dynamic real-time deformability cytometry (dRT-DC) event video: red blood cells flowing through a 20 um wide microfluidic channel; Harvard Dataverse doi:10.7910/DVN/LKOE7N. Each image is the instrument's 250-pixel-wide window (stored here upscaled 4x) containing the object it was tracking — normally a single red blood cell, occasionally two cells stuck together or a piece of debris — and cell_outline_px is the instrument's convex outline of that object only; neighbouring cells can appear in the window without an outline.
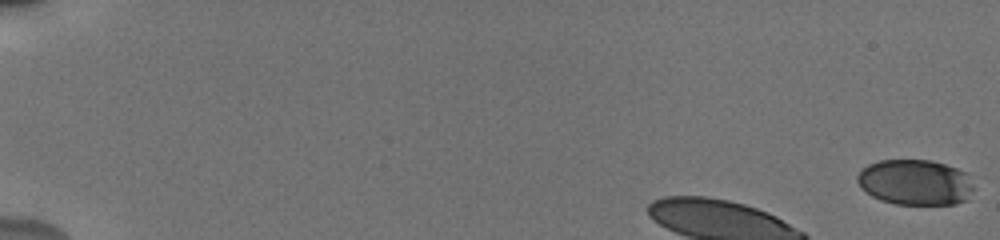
{"species": "human", "species_latin": "Homo sapiens", "temperature_condition": "cold", "stored_images_in_passage": 12, "camera_frame_rate_fps": 3000, "um_per_image_px": 0.085, "donor": {"sex": "male"}, "frame": {"image": 1, "passage_image": 1, "time_ms": 0.0, "image_size_px": [1000, 240], "cell_outline_px": [[972, 188], [964, 200], [956, 204], [896, 204], [880, 200], [872, 196], [860, 188], [856, 180], [856, 176], [868, 164], [880, 160], [932, 160], [956, 168], [964, 172]], "centroid_in_image_um": [77.71, 15.49], "position_along_channel_um": 7.3, "area_um2": 30.52}}